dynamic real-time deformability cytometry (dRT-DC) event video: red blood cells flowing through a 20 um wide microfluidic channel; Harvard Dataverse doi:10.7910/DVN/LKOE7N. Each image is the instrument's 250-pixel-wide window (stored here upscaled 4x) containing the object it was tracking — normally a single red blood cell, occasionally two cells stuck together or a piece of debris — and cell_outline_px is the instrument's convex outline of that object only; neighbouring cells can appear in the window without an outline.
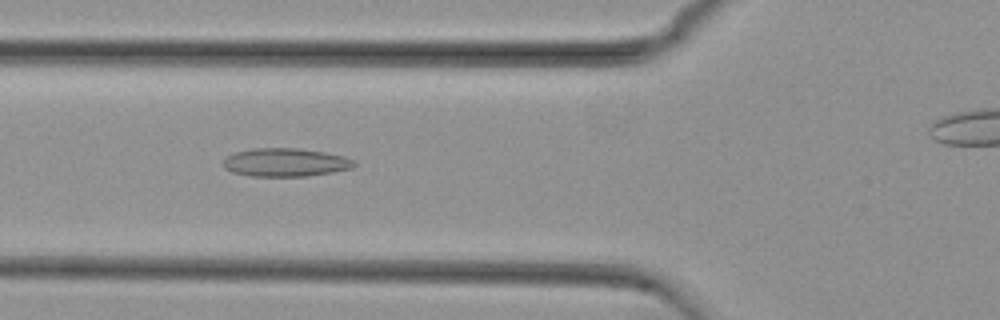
{"species": "common noctule bat (a hibernating species)", "species_latin": "Nyctalus noctula", "temperature_condition": "cold", "stored_images_in_passage": 47, "camera_frame_rate_fps": 3000, "um_per_image_px": 0.085, "animal": {"sex": "female", "body_mass_g": 29.2, "forearm_length_mm": 56.3}, "frame": {"image": 1, "passage_image": 19, "time_ms": 6.0, "image_size_px": [1000, 320], "cell_outline_px": [[356, 164], [352, 168], [332, 172], [308, 176], [248, 176], [232, 172], [224, 168], [224, 160], [228, 156], [236, 152], [252, 148], [300, 148], [324, 152], [344, 156], [352, 160]], "centroid_in_image_um": [24.25, 13.8], "position_along_channel_um": 101.5, "area_um2": 21.56}}
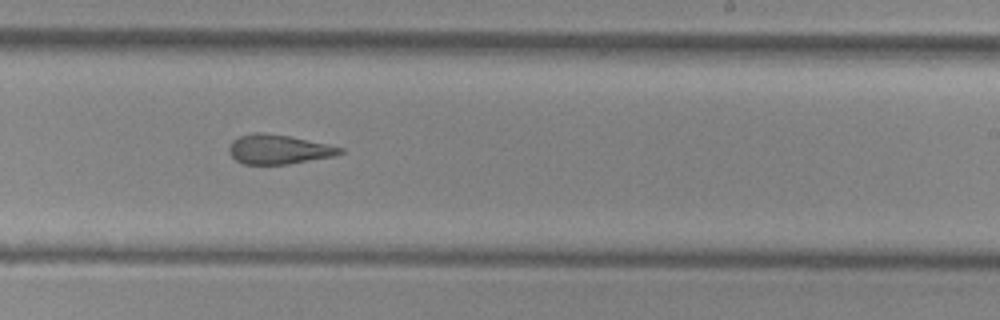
{"frame": {"image": 2, "passage_image": 32, "time_ms": 10.333, "image_size_px": [1000, 320], "cell_outline_px": [[344, 152], [332, 156], [288, 164], [244, 164], [236, 160], [228, 152], [228, 148], [232, 140], [240, 136], [252, 132], [260, 132], [288, 136], [344, 148]], "centroid_in_image_um": [23.63, 12.69], "position_along_channel_um": 265.4, "area_um2": 18.79}}
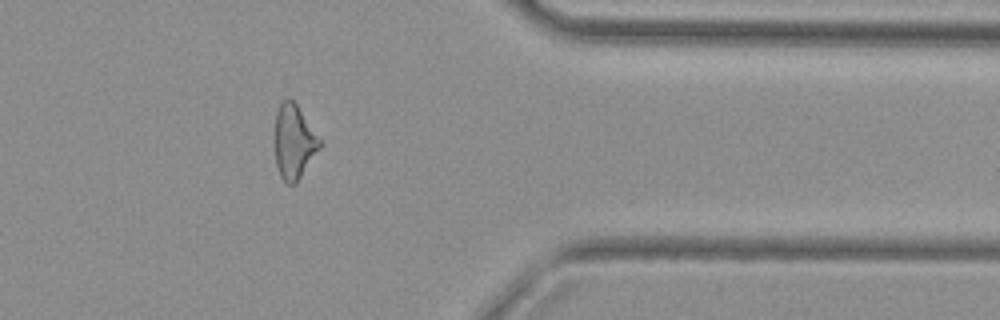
{"frame": {"image": 3, "passage_image": 43, "time_ms": 14.0, "image_size_px": [1000, 320], "cell_outline_px": [[320, 148], [296, 184], [288, 184], [280, 176], [276, 164], [276, 112], [280, 104], [288, 96], [296, 104], [320, 140]], "centroid_in_image_um": [24.98, 12.07], "position_along_channel_um": 386.4, "area_um2": 18.9}, "authors_computed_cell_mechanics": {"area_um2": 20.2878, "velocity_mm_per_s": 3.7783, "shape_relaxation_time_tau1_ms": null, "shape_relaxation_time_tau2_ms": 3.6584, "deformation_change_tau1": null, "deformation_change_tau2": 0.1368}}